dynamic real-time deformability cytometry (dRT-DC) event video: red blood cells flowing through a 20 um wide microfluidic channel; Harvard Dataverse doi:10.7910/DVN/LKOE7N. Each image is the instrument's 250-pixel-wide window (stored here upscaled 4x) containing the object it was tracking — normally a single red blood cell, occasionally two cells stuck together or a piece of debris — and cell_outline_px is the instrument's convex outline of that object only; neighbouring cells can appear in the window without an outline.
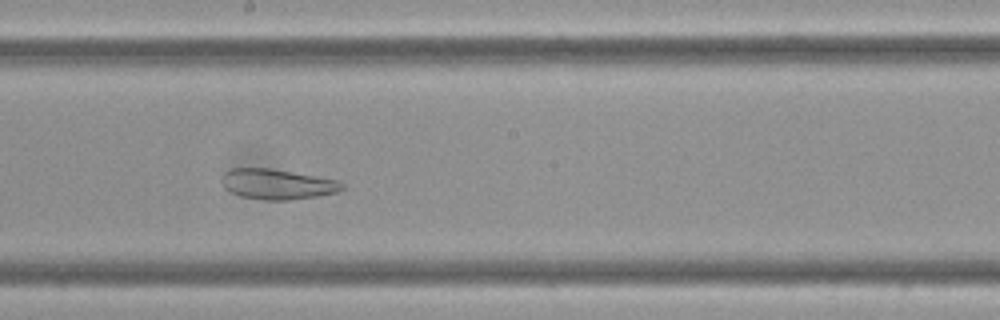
{"species": "Egyptian fruit bat (a non-hibernating species)", "species_latin": "Rousettus aegyptiacus", "temperature_condition": "cold", "stored_images_in_passage": 9, "camera_frame_rate_fps": 3000, "um_per_image_px": 0.085, "frame": {"image": 1, "passage_image": 7, "time_ms": 2.0, "image_size_px": [1000, 320], "cell_outline_px": [[344, 188], [336, 192], [316, 196], [288, 200], [264, 200], [240, 196], [224, 188], [224, 172], [232, 168], [268, 168], [340, 180], [344, 184]], "centroid_in_image_um": [23.6, 15.65], "position_along_channel_um": 224.6, "area_um2": 20.98}}